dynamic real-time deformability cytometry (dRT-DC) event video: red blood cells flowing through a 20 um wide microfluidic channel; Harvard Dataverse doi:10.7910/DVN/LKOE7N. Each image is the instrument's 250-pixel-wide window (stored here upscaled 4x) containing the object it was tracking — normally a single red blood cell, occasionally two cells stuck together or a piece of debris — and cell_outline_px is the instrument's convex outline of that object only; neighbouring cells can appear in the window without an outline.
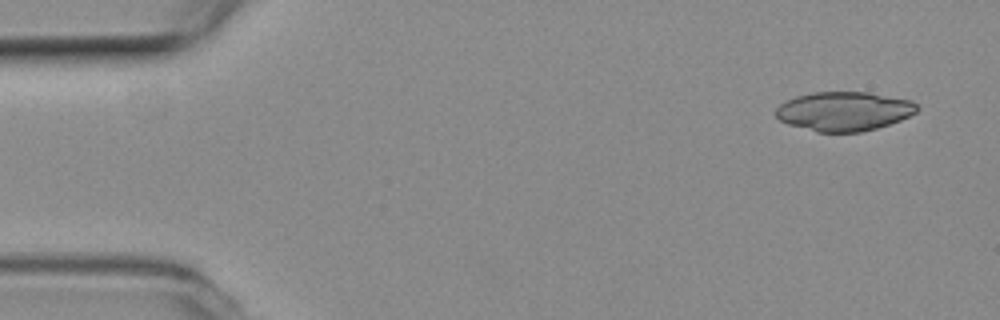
{"species": "common noctule bat (a hibernating species)", "species_latin": "Nyctalus noctula", "temperature_condition": "room temperature", "stored_images_in_passage": 4, "camera_frame_rate_fps": 3000, "um_per_image_px": 0.085, "animal": {"sex": "female", "body_mass_g": 19.3, "forearm_length_mm": 54.1}, "frame": {"image": 1, "passage_image": 1, "time_ms": 0.0, "image_size_px": [1000, 320], "cell_outline_px": [[920, 108], [916, 112], [900, 120], [876, 128], [860, 132], [816, 132], [788, 124], [780, 120], [776, 116], [776, 108], [780, 104], [796, 96], [812, 92], [868, 92], [912, 100]], "centroid_in_image_um": [71.74, 9.45], "position_along_channel_um": 13.3, "area_um2": 32.19}}